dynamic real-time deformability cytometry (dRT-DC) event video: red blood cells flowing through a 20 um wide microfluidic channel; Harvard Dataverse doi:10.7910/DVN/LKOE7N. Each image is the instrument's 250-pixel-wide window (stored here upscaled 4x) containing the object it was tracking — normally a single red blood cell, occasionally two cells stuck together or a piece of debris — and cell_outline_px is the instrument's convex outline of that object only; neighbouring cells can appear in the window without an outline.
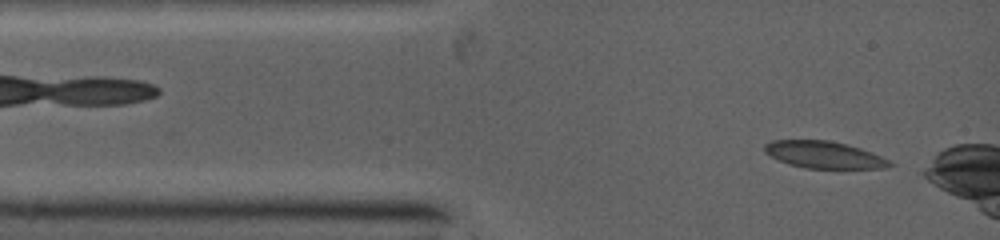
{"species": "common noctule bat (a hibernating species)", "species_latin": "Nyctalus noctula", "temperature_condition": "warm", "stored_images_in_passage": 61, "camera_frame_rate_fps": 5000, "um_per_image_px": 0.085, "animal": {"sex": "female", "body_mass_g": 19.0, "forearm_length_mm": 53.3}, "frame": {"image": 1, "passage_image": 2, "time_ms": 0.2, "image_size_px": [1000, 240], "cell_outline_px": [[892, 164], [884, 168], [808, 168], [788, 164], [764, 152], [764, 144], [772, 140], [828, 140], [860, 148], [880, 156], [888, 160]], "centroid_in_image_um": [69.99, 13.15], "position_along_channel_um": 15.0, "area_um2": 19.31}}
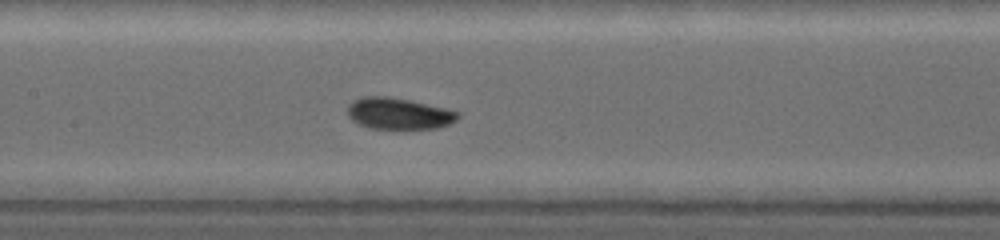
{"frame": {"image": 2, "passage_image": 33, "time_ms": 4.6, "image_size_px": [1000, 240], "cell_outline_px": [[460, 116], [456, 120], [448, 124], [436, 128], [372, 128], [360, 124], [352, 120], [348, 112], [348, 108], [356, 100], [368, 96], [384, 96], [404, 100], [440, 108], [456, 112]], "centroid_in_image_um": [33.87, 9.67], "position_along_channel_um": 173.5, "area_um2": 19.07}}
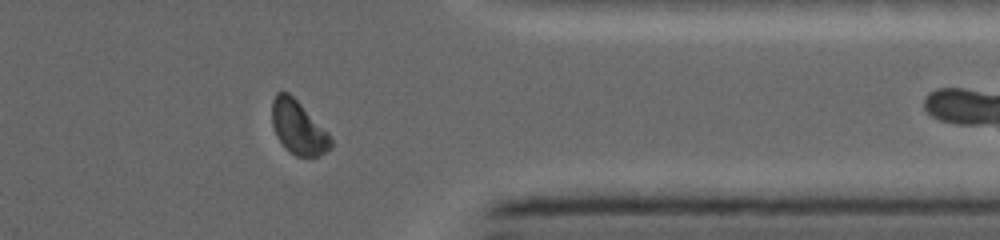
{"frame": {"image": 3, "passage_image": 51, "time_ms": 9.6, "image_size_px": [1000, 240], "cell_outline_px": [[332, 148], [320, 156], [296, 156], [288, 152], [276, 136], [272, 124], [272, 100], [276, 92], [288, 92], [328, 132], [332, 140]], "centroid_in_image_um": [25.35, 10.86], "position_along_channel_um": 386.1, "area_um2": 18.32}}